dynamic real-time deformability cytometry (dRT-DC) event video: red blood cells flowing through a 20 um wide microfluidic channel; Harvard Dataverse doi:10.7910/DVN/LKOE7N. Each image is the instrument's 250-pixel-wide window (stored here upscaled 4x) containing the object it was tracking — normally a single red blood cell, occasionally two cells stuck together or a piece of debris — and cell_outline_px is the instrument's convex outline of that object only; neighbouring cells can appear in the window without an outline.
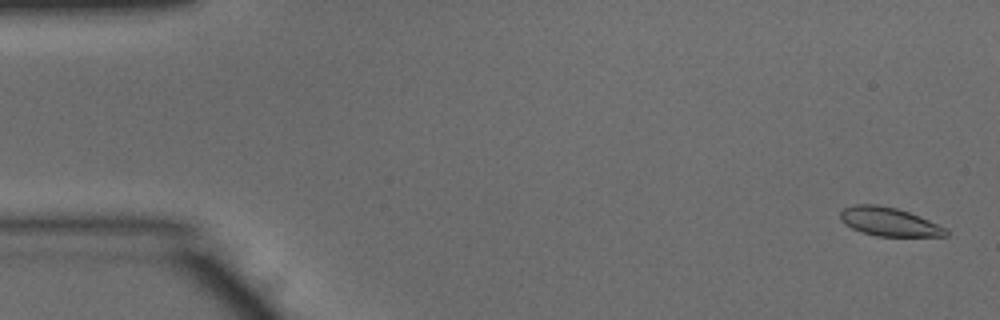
{"species": "common noctule bat (a hibernating species)", "species_latin": "Nyctalus noctula", "temperature_condition": "warm", "stored_images_in_passage": 51, "camera_frame_rate_fps": 3000, "um_per_image_px": 0.085, "animal": {"sex": "male", "body_mass_g": 15.6}, "frame": {"image": 1, "passage_image": 2, "time_ms": 0.333, "image_size_px": [1000, 320], "cell_outline_px": [[948, 236], [876, 236], [860, 232], [852, 228], [840, 220], [840, 212], [844, 208], [856, 204], [876, 204], [896, 208], [908, 212], [948, 228]], "centroid_in_image_um": [75.56, 18.85], "position_along_channel_um": 9.4, "area_um2": 17.57}}
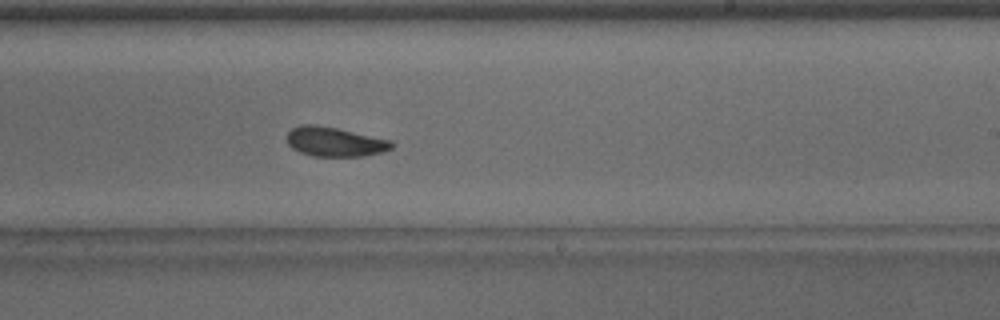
{"frame": {"image": 2, "passage_image": 31, "time_ms": 10.0, "image_size_px": [1000, 320], "cell_outline_px": [[396, 144], [392, 148], [384, 152], [364, 156], [312, 156], [300, 152], [292, 148], [288, 144], [288, 132], [292, 128], [300, 124], [316, 124], [336, 128], [392, 140]], "centroid_in_image_um": [28.49, 12.05], "position_along_channel_um": 260.5, "area_um2": 18.09}}
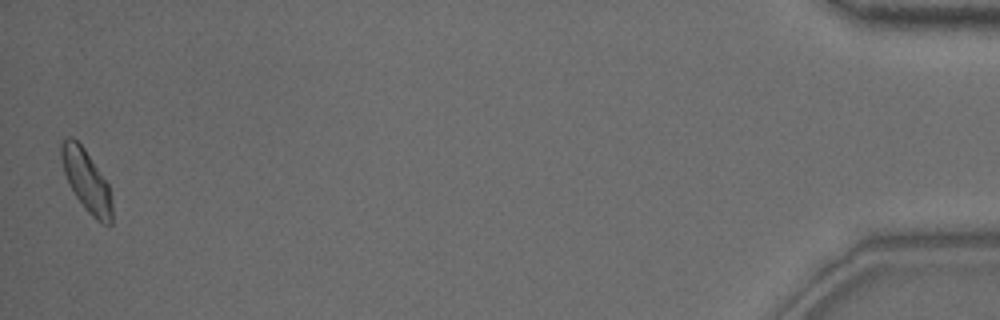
{"frame": {"image": 3, "passage_image": 51, "time_ms": 16.667, "image_size_px": [1000, 320], "cell_outline_px": [[112, 224], [104, 224], [96, 220], [88, 212], [76, 196], [64, 172], [60, 156], [60, 144], [64, 136], [72, 136], [84, 148], [108, 184], [112, 200]], "centroid_in_image_um": [7.34, 15.33], "position_along_channel_um": 427.9, "area_um2": 18.09}, "authors_computed_cell_mechanics": {"area_um2": 18.0336, "velocity_mm_per_s": 3.918, "shape_relaxation_time_tau1_ms": 4.9, "shape_relaxation_time_tau2_ms": 5.2933, "deformation_change_tau1": 0.1323, "deformation_change_tau2": 0.1085}}